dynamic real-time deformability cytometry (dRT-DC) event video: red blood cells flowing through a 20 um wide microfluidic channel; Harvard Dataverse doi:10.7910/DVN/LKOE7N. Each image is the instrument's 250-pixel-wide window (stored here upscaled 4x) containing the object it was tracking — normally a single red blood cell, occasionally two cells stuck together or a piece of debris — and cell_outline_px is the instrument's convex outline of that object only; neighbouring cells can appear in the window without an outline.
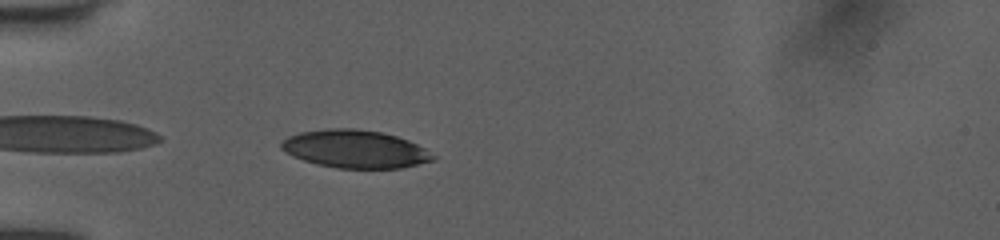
{"species": "human", "species_latin": "Homo sapiens", "temperature_condition": "room temperature", "stored_images_in_passage": 36, "camera_frame_rate_fps": 3000, "um_per_image_px": 0.085, "donor": {"sex": "female"}, "frame": {"image": 1, "passage_image": 1, "time_ms": 0.0, "image_size_px": [1000, 240], "cell_outline_px": [[436, 160], [400, 168], [336, 168], [316, 164], [292, 156], [280, 148], [280, 144], [288, 136], [300, 132], [328, 128], [356, 128], [380, 132], [396, 136], [408, 140], [424, 148], [436, 156]], "centroid_in_image_um": [30.18, 12.67], "position_along_channel_um": 54.8, "area_um2": 33.52}}
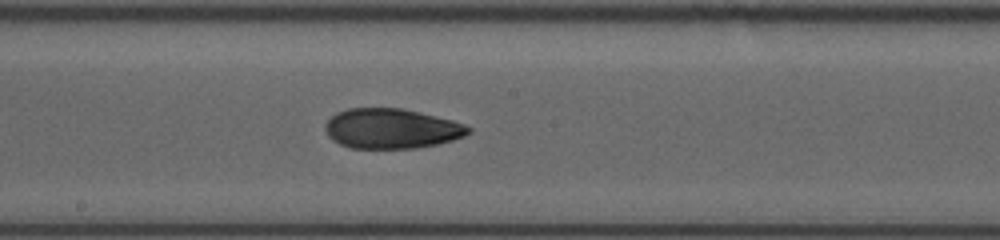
{"frame": {"image": 2, "passage_image": 14, "time_ms": 4.333, "image_size_px": [1000, 240], "cell_outline_px": [[472, 132], [464, 136], [452, 140], [436, 144], [416, 148], [348, 148], [332, 140], [328, 136], [324, 128], [328, 120], [336, 112], [348, 108], [400, 108], [452, 120], [464, 124], [472, 128]], "centroid_in_image_um": [33.26, 10.93], "position_along_channel_um": 214.9, "area_um2": 33.29}}
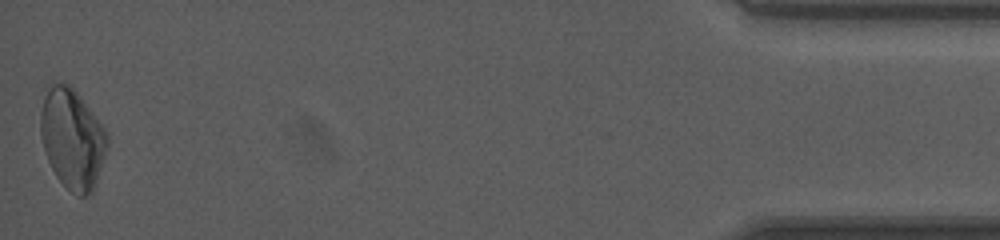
{"frame": {"image": 3, "passage_image": 36, "time_ms": 11.667, "image_size_px": [1000, 240], "cell_outline_px": [[108, 144], [92, 192], [84, 196], [76, 196], [56, 176], [48, 160], [44, 148], [40, 132], [40, 112], [44, 96], [52, 80], [68, 84], [80, 96], [104, 128], [108, 136]], "centroid_in_image_um": [6.12, 11.76], "position_along_channel_um": 429.1, "area_um2": 38.44}, "authors_computed_cell_mechanics": {"area_um2": 34.1309, "velocity_mm_per_s": 4.0422, "shape_relaxation_time_tau1_ms": 10.7181, "shape_relaxation_time_tau2_ms": 2.9926, "deformation_change_tau1": 0.263, "deformation_change_tau2": 0.0873}}